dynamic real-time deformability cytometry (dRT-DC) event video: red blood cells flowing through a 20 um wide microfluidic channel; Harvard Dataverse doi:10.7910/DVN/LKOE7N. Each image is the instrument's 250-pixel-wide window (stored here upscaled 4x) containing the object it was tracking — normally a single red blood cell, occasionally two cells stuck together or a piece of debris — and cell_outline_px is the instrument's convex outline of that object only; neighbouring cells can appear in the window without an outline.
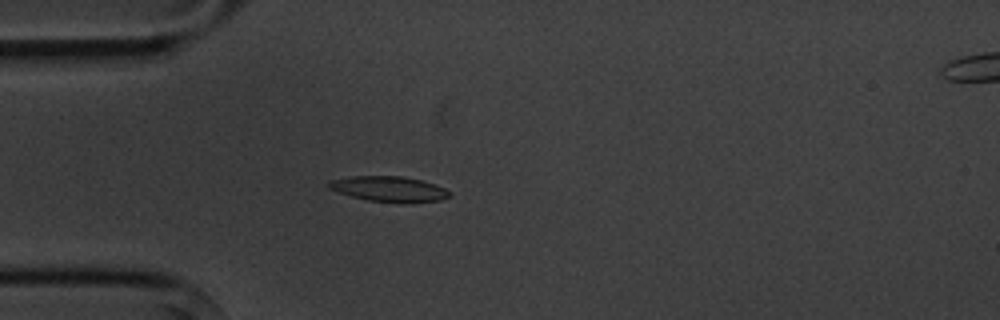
{"species": "common noctule bat (a hibernating species)", "species_latin": "Nyctalus noctula", "temperature_condition": "cold", "stored_images_in_passage": 2, "camera_frame_rate_fps": 3000, "um_per_image_px": 0.085, "animal": {"sex": "male", "body_mass_g": 20.1, "forearm_length_mm": 53.5}, "frame": {"image": 1, "passage_image": 2, "time_ms": 1.333, "image_size_px": [1000, 320], "cell_outline_px": [[452, 196], [440, 200], [412, 204], [400, 204], [368, 200], [352, 196], [328, 188], [328, 184], [332, 180], [352, 176], [400, 176], [420, 180], [444, 188], [452, 192]], "centroid_in_image_um": [33.14, 16.09], "position_along_channel_um": 51.9, "area_um2": 17.98}}